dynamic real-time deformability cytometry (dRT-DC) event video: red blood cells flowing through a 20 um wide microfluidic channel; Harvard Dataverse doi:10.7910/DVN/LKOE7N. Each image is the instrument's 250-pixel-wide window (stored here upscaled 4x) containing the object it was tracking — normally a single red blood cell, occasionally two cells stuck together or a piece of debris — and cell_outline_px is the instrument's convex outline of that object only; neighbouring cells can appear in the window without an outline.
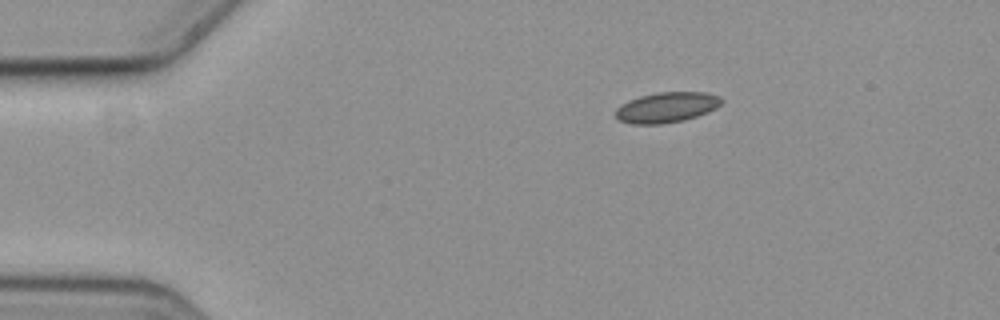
{"species": "common noctule bat (a hibernating species)", "species_latin": "Nyctalus noctula", "temperature_condition": "cold", "stored_images_in_passage": 49, "camera_frame_rate_fps": 3000, "um_per_image_px": 0.085, "animal": {"sex": "female", "body_mass_g": 19.3, "forearm_length_mm": 54.1}, "frame": {"image": 1, "passage_image": 1, "time_ms": 0.0, "image_size_px": [1000, 320], "cell_outline_px": [[724, 100], [716, 108], [708, 112], [684, 120], [660, 124], [632, 124], [620, 120], [616, 116], [616, 108], [620, 104], [628, 100], [640, 96], [656, 92], [708, 92], [720, 96]], "centroid_in_image_um": [56.68, 9.11], "position_along_channel_um": 28.3, "area_um2": 18.84}}
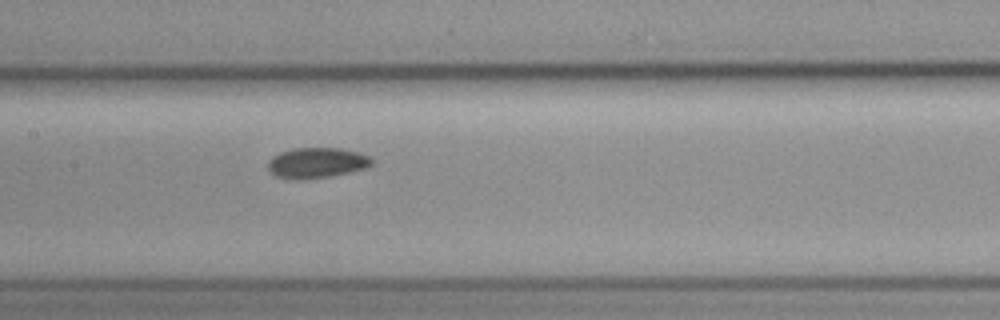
{"frame": {"image": 2, "passage_image": 19, "time_ms": 6.0, "image_size_px": [1000, 320], "cell_outline_px": [[372, 164], [368, 168], [328, 176], [276, 176], [268, 172], [268, 160], [272, 156], [280, 152], [292, 148], [340, 148], [356, 152], [368, 156], [372, 160]], "centroid_in_image_um": [26.93, 13.78], "position_along_channel_um": 180.5, "area_um2": 17.63}}
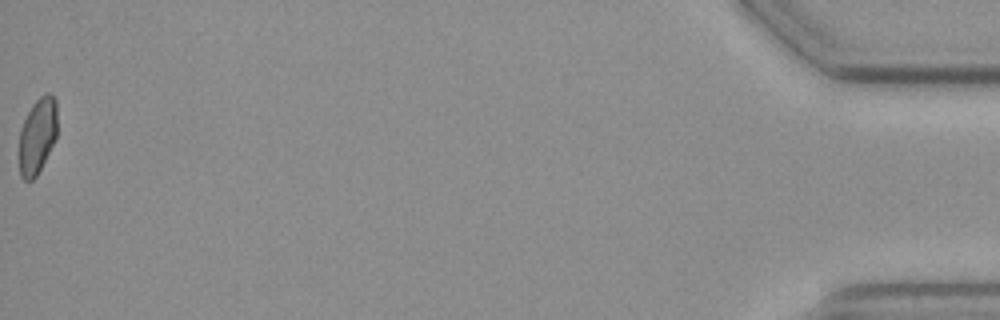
{"frame": {"image": 3, "passage_image": 49, "time_ms": 16.0, "image_size_px": [1000, 320], "cell_outline_px": [[56, 136], [36, 176], [32, 180], [24, 180], [20, 176], [20, 128], [32, 104], [44, 92], [52, 92], [56, 100]], "centroid_in_image_um": [3.18, 11.48], "position_along_channel_um": 432.0, "area_um2": 16.59}, "authors_computed_cell_mechanics": {"area_um2": 17.918, "velocity_mm_per_s": 3.5752, "shape_relaxation_time_tau1_ms": null, "shape_relaxation_time_tau2_ms": 7.4493, "deformation_change_tau1": null, "deformation_change_tau2": 0.102}}